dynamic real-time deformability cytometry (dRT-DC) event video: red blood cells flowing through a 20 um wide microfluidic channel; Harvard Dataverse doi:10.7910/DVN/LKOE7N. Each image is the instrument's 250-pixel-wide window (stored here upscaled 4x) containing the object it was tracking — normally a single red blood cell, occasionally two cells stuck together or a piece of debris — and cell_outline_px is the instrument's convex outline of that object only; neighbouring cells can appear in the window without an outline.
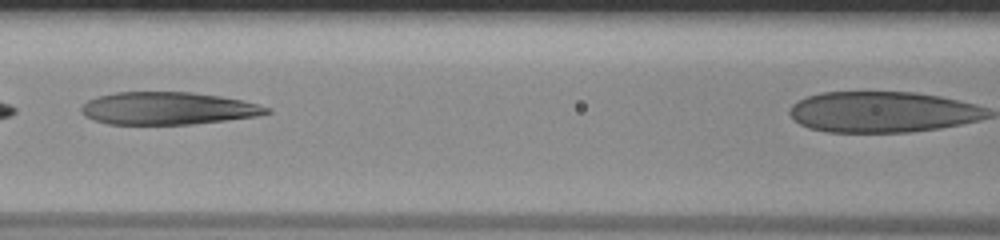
{"species": "human", "species_latin": "Homo sapiens", "temperature_condition": "room temperature", "stored_images_in_passage": 28, "camera_frame_rate_fps": 3000, "um_per_image_px": 0.085, "donor": {"sex": "male"}, "frame": {"image": 1, "passage_image": 9, "time_ms": 2.667, "image_size_px": [1000, 240], "cell_outline_px": [[272, 112], [256, 116], [192, 124], [108, 124], [84, 116], [80, 112], [80, 108], [88, 100], [96, 96], [116, 92], [192, 92], [220, 96], [244, 100], [272, 108]], "centroid_in_image_um": [14.27, 9.2], "position_along_channel_um": 152.3, "area_um2": 35.2}}
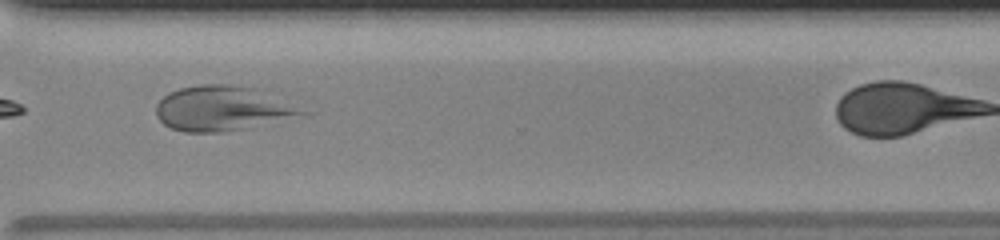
{"frame": {"image": 2, "passage_image": 24, "time_ms": 7.667, "image_size_px": [1000, 240], "cell_outline_px": [[316, 112], [244, 128], [220, 132], [184, 132], [172, 128], [164, 124], [156, 116], [156, 104], [168, 92], [180, 88], [200, 84], [232, 84], [256, 88]], "centroid_in_image_um": [18.95, 9.2], "position_along_channel_um": 351.7, "area_um2": 38.38}}